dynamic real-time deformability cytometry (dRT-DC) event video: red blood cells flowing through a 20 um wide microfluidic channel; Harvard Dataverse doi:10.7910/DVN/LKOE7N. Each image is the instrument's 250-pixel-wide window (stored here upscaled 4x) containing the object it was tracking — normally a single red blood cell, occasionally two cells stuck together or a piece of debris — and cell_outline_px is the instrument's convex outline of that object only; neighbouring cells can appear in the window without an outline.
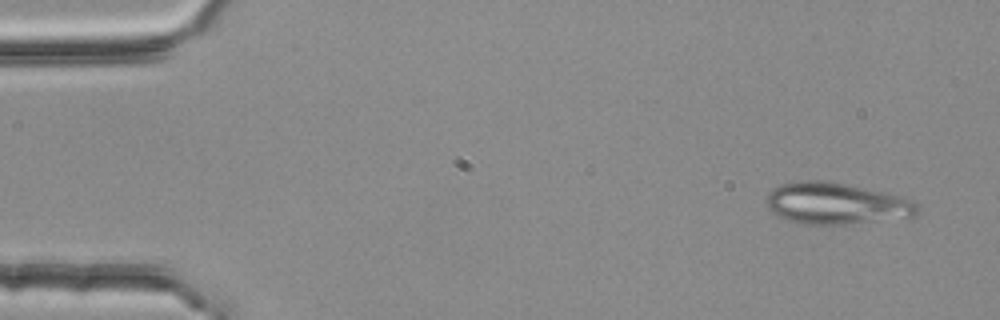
{"species": "common noctule bat (a hibernating species)", "species_latin": "Nyctalus noctula", "temperature_condition": "room temperature", "stored_images_in_passage": 3, "camera_frame_rate_fps": 3000, "um_per_image_px": 0.085, "animal": {"sex": "female", "body_mass_g": 25.1}, "frame": {"image": 1, "passage_image": 1, "time_ms": 0.0, "image_size_px": [1000, 320], "cell_outline_px": [[920, 212], [912, 216], [852, 224], [800, 224], [776, 216], [764, 204], [768, 192], [772, 188], [780, 184], [800, 180], [820, 180], [844, 184], [904, 196], [912, 200], [920, 208]], "centroid_in_image_um": [71.03, 17.3], "position_along_channel_um": 14.0, "area_um2": 36.82}}